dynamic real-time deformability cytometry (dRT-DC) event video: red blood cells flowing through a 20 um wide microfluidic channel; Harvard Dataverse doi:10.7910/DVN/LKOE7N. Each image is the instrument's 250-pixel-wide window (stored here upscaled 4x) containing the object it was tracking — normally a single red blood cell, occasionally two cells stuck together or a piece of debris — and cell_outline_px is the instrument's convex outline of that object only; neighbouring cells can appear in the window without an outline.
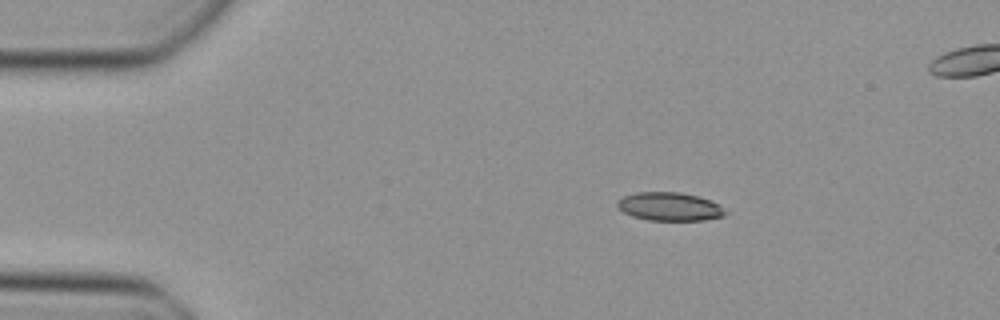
{"species": "Egyptian fruit bat (a non-hibernating species)", "species_latin": "Rousettus aegyptiacus", "temperature_condition": "cold", "stored_images_in_passage": 42, "segment_of_instrument_passage": [1, 2], "camera_frame_rate_fps": 3000, "um_per_image_px": 0.085, "animal": {"sex": "female"}, "frame": {"image": 1, "passage_image": 1, "time_ms": 0.0, "image_size_px": [1000, 320], "cell_outline_px": [[732, 212], [724, 216], [704, 220], [648, 220], [632, 216], [624, 212], [616, 204], [616, 200], [624, 196], [636, 192], [680, 192], [712, 200], [720, 204]], "centroid_in_image_um": [56.99, 17.56], "position_along_channel_um": 28.0, "area_um2": 18.15}}
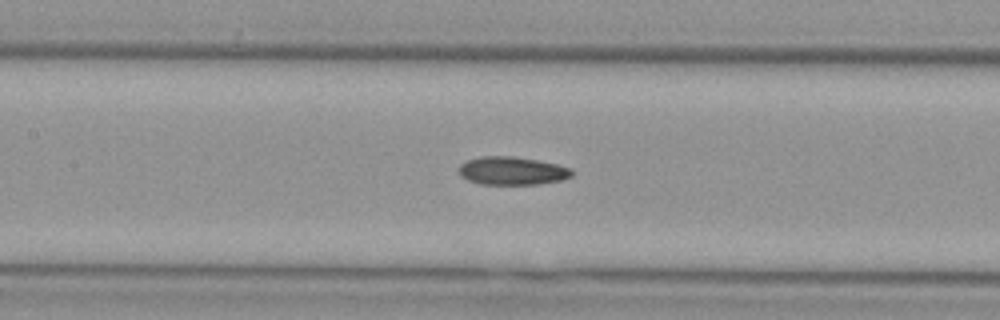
{"frame": {"image": 2, "passage_image": 15, "time_ms": 4.667, "image_size_px": [1000, 320], "cell_outline_px": [[572, 176], [564, 180], [536, 184], [480, 184], [468, 180], [460, 176], [460, 164], [468, 160], [480, 156], [512, 156], [536, 160], [556, 164], [572, 168]], "centroid_in_image_um": [43.54, 14.52], "position_along_channel_um": 163.9, "area_um2": 18.5}}
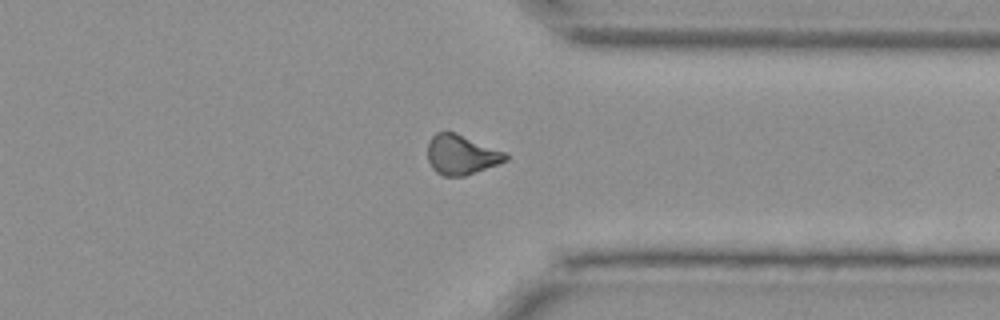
{"frame": {"image": 3, "passage_image": 30, "time_ms": 9.667, "image_size_px": [1000, 320], "cell_outline_px": [[508, 160], [464, 176], [444, 176], [436, 172], [432, 168], [428, 160], [428, 144], [432, 136], [436, 132], [456, 132], [504, 152], [508, 156]], "centroid_in_image_um": [39.19, 13.15], "position_along_channel_um": 372.2, "area_um2": 17.86}}